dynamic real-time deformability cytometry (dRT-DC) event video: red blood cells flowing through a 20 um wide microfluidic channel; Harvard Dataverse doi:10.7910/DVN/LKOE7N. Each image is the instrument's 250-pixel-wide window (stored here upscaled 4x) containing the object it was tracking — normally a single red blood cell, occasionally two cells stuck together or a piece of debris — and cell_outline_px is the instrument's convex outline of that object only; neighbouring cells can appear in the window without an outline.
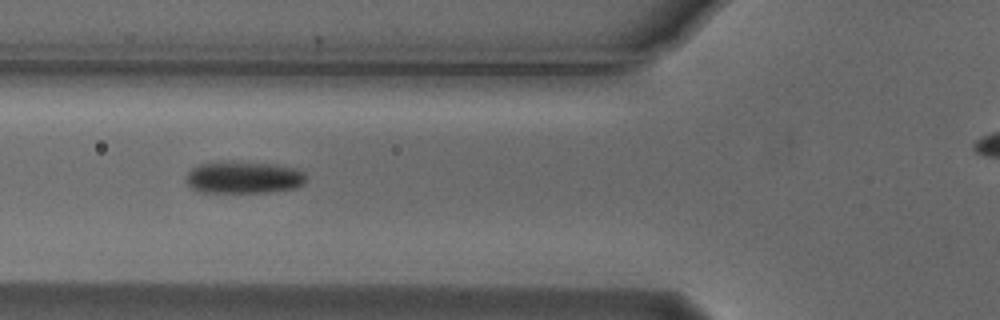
{"species": "Egyptian fruit bat (a non-hibernating species)", "species_latin": "Rousettus aegyptiacus", "temperature_condition": "cold", "stored_images_in_passage": 5, "camera_frame_rate_fps": 3000, "um_per_image_px": 0.085, "animal": {"sex": "male"}, "frame": {"image": 1, "passage_image": 4, "time_ms": 1.0, "image_size_px": [1000, 320], "cell_outline_px": [[304, 184], [296, 188], [268, 192], [200, 192], [192, 188], [184, 180], [184, 176], [192, 168], [200, 164], [228, 160], [232, 160], [276, 164], [296, 168], [304, 172]], "centroid_in_image_um": [20.68, 15.06], "position_along_channel_um": 105.1, "area_um2": 22.89}}
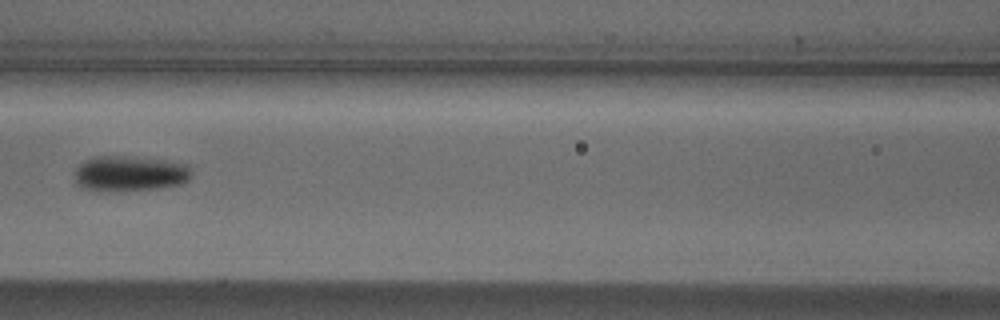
{"frame": {"image": 2, "passage_image": 5, "time_ms": 1.333, "image_size_px": [1000, 320], "cell_outline_px": [[192, 176], [188, 180], [180, 184], [160, 188], [120, 192], [100, 192], [80, 188], [76, 184], [76, 168], [84, 160], [96, 156], [124, 156], [160, 160], [188, 164], [192, 172]], "centroid_in_image_um": [11.0, 14.78], "position_along_channel_um": 155.6, "area_um2": 24.57}}